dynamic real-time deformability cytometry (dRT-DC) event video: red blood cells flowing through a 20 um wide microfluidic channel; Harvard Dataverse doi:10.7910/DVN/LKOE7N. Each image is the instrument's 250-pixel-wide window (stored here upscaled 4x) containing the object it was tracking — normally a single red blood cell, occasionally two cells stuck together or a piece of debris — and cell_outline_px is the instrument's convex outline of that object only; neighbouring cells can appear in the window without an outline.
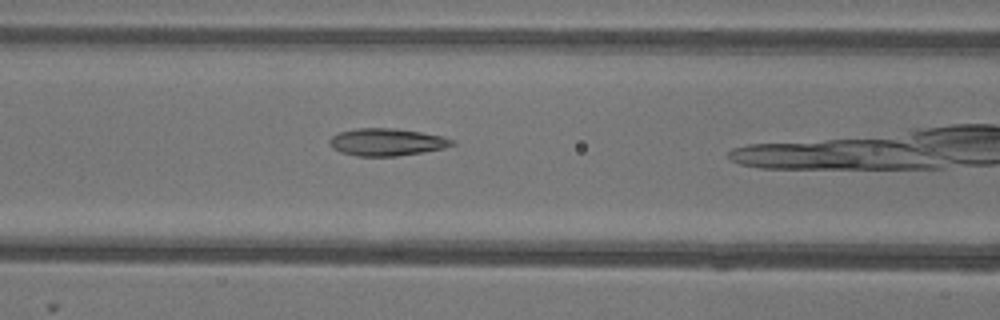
{"species": "common noctule bat (a hibernating species)", "species_latin": "Nyctalus noctula", "temperature_condition": "warm", "stored_images_in_passage": 24, "camera_frame_rate_fps": 3000, "um_per_image_px": 0.085, "animal": {"sex": "female"}, "frame": {"image": 1, "passage_image": 17, "time_ms": 5.333, "image_size_px": [1000, 320], "cell_outline_px": [[456, 144], [444, 148], [424, 152], [396, 156], [356, 156], [340, 152], [332, 148], [328, 144], [328, 140], [332, 136], [340, 132], [356, 128], [396, 128], [444, 136], [456, 140]], "centroid_in_image_um": [32.89, 12.07], "position_along_channel_um": 133.7, "area_um2": 19.77}}